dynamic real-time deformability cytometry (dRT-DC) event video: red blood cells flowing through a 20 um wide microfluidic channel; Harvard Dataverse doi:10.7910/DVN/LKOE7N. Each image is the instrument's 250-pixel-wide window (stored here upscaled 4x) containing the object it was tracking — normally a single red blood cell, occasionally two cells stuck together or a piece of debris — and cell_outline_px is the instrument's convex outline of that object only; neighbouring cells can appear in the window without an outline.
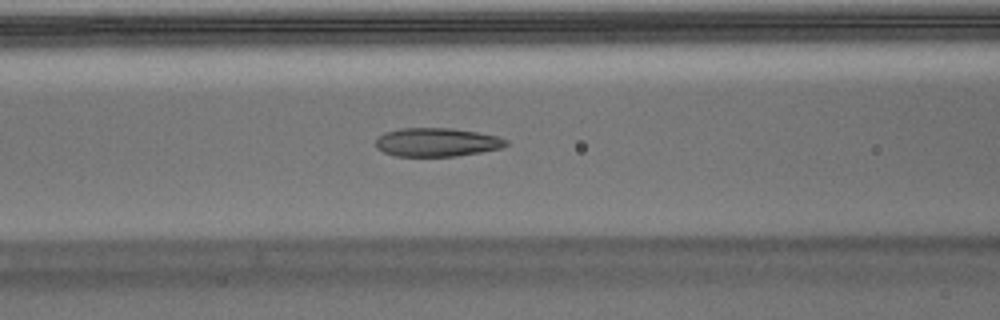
{"species": "Egyptian fruit bat (a non-hibernating species)", "species_latin": "Rousettus aegyptiacus", "temperature_condition": "warm", "stored_images_in_passage": 53, "camera_frame_rate_fps": 3000, "um_per_image_px": 0.085, "animal": {"sex": "male"}, "frame": {"image": 1, "passage_image": 21, "time_ms": 6.667, "image_size_px": [1000, 320], "cell_outline_px": [[508, 144], [504, 148], [456, 156], [396, 156], [384, 152], [376, 148], [376, 140], [384, 132], [400, 128], [452, 128], [476, 132], [496, 136], [508, 140]], "centroid_in_image_um": [37.14, 12.09], "position_along_channel_um": 129.5, "area_um2": 21.73}}
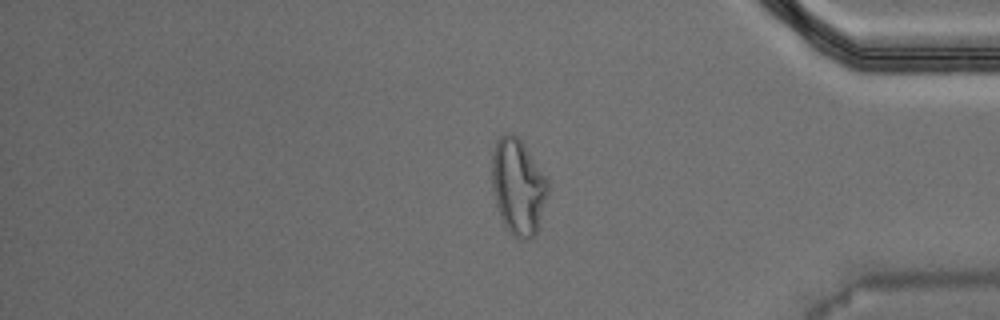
{"frame": {"image": 2, "passage_image": 44, "time_ms": 14.333, "image_size_px": [1000, 320], "cell_outline_px": [[548, 196], [536, 236], [528, 240], [520, 240], [512, 236], [504, 224], [500, 216], [496, 204], [492, 188], [492, 152], [496, 140], [504, 132], [508, 132], [516, 136], [520, 140], [548, 180]], "centroid_in_image_um": [44.03, 15.91], "position_along_channel_um": 391.2, "area_um2": 31.5}}
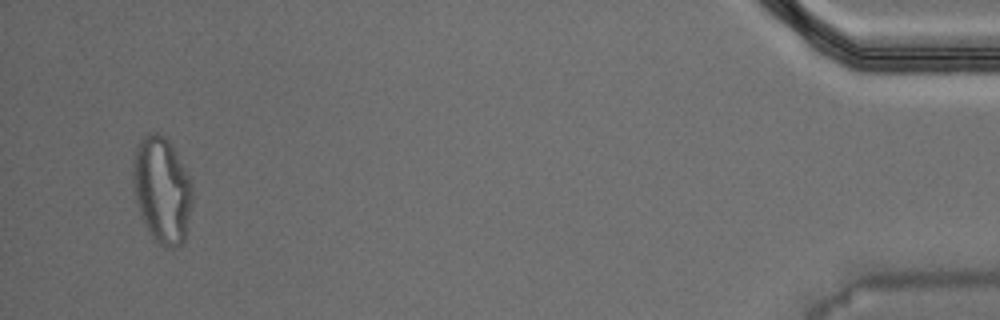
{"frame": {"image": 3, "passage_image": 51, "time_ms": 16.667, "image_size_px": [1000, 320], "cell_outline_px": [[192, 200], [184, 240], [180, 244], [172, 248], [164, 248], [152, 236], [140, 212], [136, 200], [132, 184], [132, 168], [136, 144], [148, 132], [156, 132], [164, 136], [168, 140], [188, 172], [192, 184]], "centroid_in_image_um": [13.76, 16.1], "position_along_channel_um": 421.4, "area_um2": 36.65}, "authors_computed_cell_mechanics": {"area_um2": 22.4264, "velocity_mm_per_s": 3.7333, "shape_relaxation_time_tau1_ms": null, "shape_relaxation_time_tau2_ms": 1.0521, "deformation_change_tau1": null, "deformation_change_tau2": 0.0924}}